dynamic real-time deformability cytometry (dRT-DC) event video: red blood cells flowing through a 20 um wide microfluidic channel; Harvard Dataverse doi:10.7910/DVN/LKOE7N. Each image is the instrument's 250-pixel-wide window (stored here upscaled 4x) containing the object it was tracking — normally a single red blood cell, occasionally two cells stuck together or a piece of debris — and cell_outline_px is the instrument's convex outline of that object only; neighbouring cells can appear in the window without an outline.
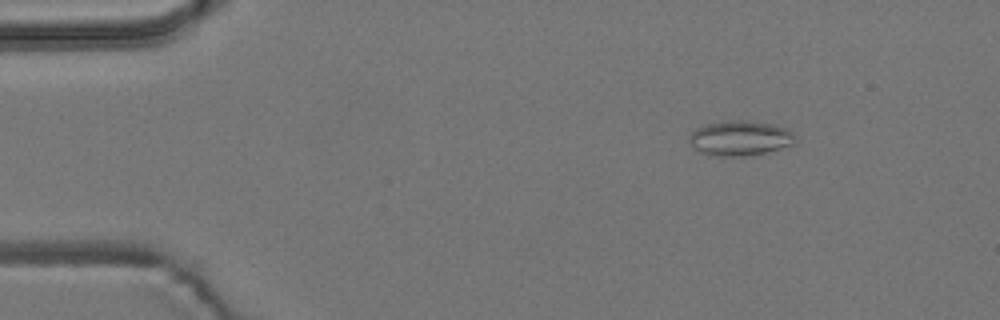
{"species": "common noctule bat (a hibernating species)", "species_latin": "Nyctalus noctula", "temperature_condition": "room temperature", "stored_images_in_passage": 5, "camera_frame_rate_fps": 3000, "um_per_image_px": 0.085, "animal": {"sex": "male", "body_mass_g": 19.2, "forearm_length_mm": 51.8}, "frame": {"image": 1, "passage_image": 3, "time_ms": 2.333, "image_size_px": [1000, 320], "cell_outline_px": [[796, 144], [764, 152], [740, 156], [720, 156], [704, 152], [696, 148], [688, 140], [688, 136], [696, 128], [704, 124], [728, 120], [744, 120], [768, 124], [788, 128], [796, 136]], "centroid_in_image_um": [62.93, 11.72], "position_along_channel_um": 22.1, "area_um2": 21.33}}